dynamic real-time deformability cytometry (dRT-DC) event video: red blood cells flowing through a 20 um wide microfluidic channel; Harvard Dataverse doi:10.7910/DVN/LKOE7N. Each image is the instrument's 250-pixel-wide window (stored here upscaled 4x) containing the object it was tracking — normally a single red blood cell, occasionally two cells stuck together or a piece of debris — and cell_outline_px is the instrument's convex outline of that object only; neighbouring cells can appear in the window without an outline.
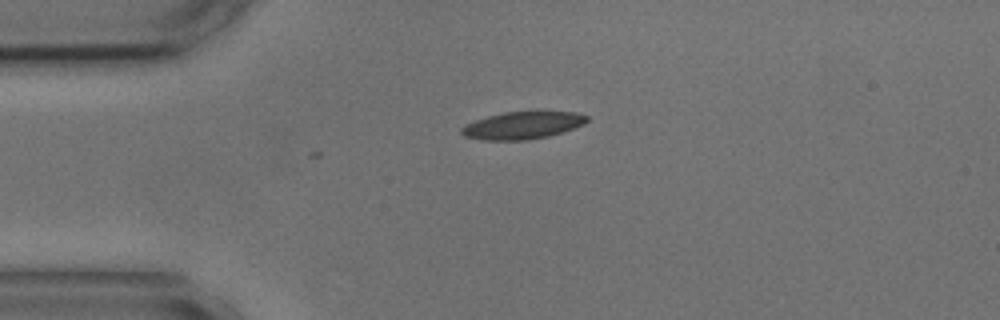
{"species": "common noctule bat (a hibernating species)", "species_latin": "Nyctalus noctula", "temperature_condition": "cold", "stored_images_in_passage": 15, "camera_frame_rate_fps": 3000, "um_per_image_px": 0.085, "animal": {"sex": "male", "body_mass_g": 17.9, "forearm_length_mm": 54.2}, "frame": {"image": 1, "passage_image": 1, "time_ms": 0.0, "image_size_px": [1000, 320], "cell_outline_px": [[588, 120], [584, 124], [564, 132], [548, 136], [528, 140], [484, 140], [464, 136], [460, 132], [460, 128], [464, 124], [488, 116], [504, 112], [576, 112], [588, 116]], "centroid_in_image_um": [44.41, 10.66], "position_along_channel_um": 40.6, "area_um2": 20.0}}